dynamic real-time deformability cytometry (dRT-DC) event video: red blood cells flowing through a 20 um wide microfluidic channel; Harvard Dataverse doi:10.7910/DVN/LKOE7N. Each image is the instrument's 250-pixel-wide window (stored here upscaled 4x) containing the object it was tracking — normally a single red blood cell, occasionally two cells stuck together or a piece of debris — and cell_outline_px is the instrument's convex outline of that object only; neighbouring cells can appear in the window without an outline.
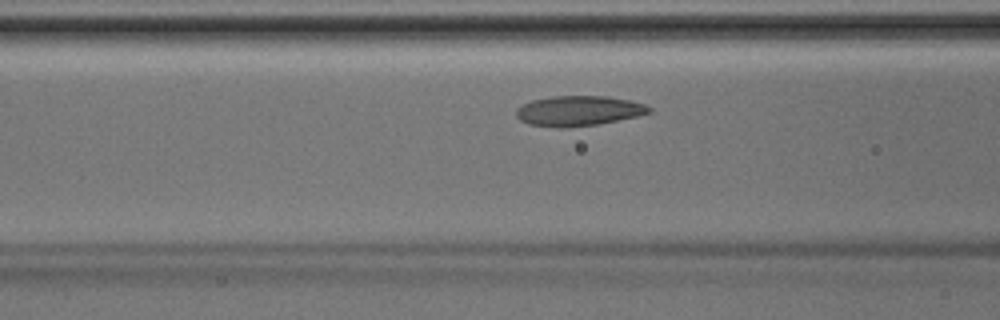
{"species": "Egyptian fruit bat (a non-hibernating species)", "species_latin": "Rousettus aegyptiacus", "temperature_condition": "room temperature", "stored_images_in_passage": 29, "camera_frame_rate_fps": 3000, "um_per_image_px": 0.085, "animal": {"sex": "male"}, "frame": {"image": 1, "passage_image": 7, "time_ms": 2.0, "image_size_px": [1000, 320], "cell_outline_px": [[652, 112], [636, 116], [600, 124], [560, 128], [556, 128], [528, 124], [520, 120], [516, 116], [516, 108], [532, 100], [552, 96], [608, 96], [628, 100], [644, 104], [652, 108]], "centroid_in_image_um": [49.16, 9.42], "position_along_channel_um": 117.4, "area_um2": 23.35}}
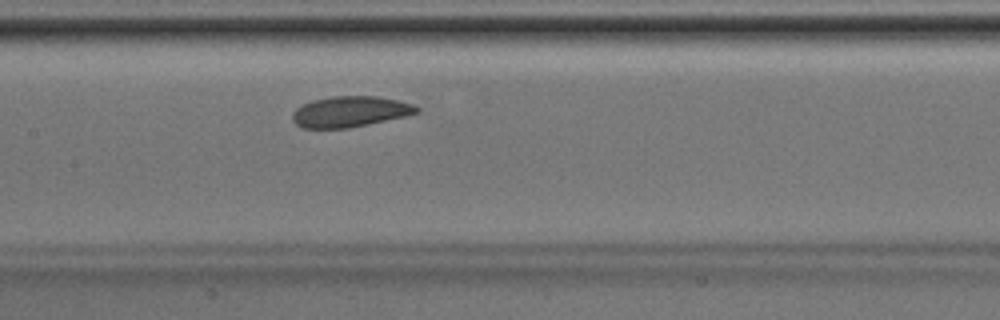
{"frame": {"image": 2, "passage_image": 11, "time_ms": 3.333, "image_size_px": [1000, 320], "cell_outline_px": [[420, 112], [404, 116], [368, 124], [348, 128], [304, 128], [296, 124], [292, 120], [292, 112], [296, 108], [312, 100], [332, 96], [376, 96], [396, 100], [412, 104], [420, 108]], "centroid_in_image_um": [29.73, 9.49], "position_along_channel_um": 177.7, "area_um2": 22.14}}
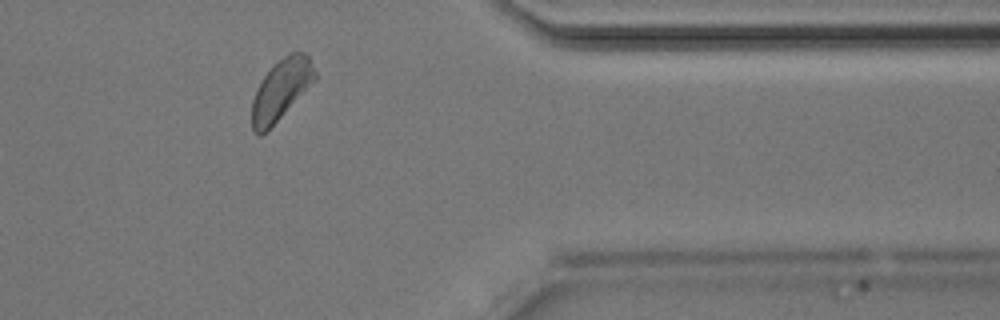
{"frame": {"image": 3, "passage_image": 26, "time_ms": 8.333, "image_size_px": [1000, 320], "cell_outline_px": [[316, 80], [260, 136], [252, 128], [252, 100], [256, 88], [264, 76], [288, 52], [304, 52], [308, 56], [316, 72]], "centroid_in_image_um": [23.89, 7.58], "position_along_channel_um": 387.5, "area_um2": 21.5}}